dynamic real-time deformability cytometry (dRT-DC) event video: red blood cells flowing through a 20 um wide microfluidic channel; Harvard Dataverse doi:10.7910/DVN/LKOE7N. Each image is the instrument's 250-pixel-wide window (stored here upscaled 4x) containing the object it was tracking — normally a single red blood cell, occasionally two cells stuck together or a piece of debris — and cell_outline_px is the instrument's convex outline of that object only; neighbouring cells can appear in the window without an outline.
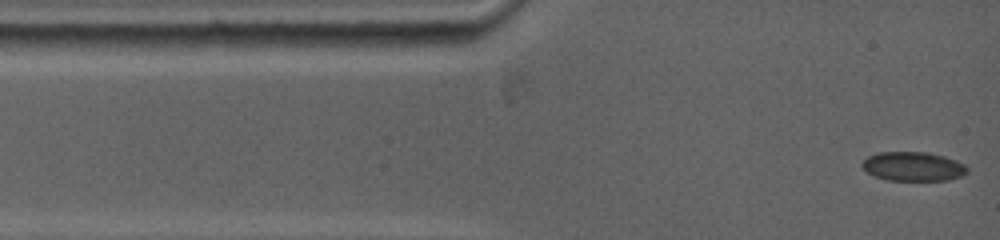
{"species": "common noctule bat (a hibernating species)", "species_latin": "Nyctalus noctula", "temperature_condition": "warm", "stored_images_in_passage": 36, "camera_frame_rate_fps": 5000, "um_per_image_px": 0.085, "animal": {"sex": "female", "body_mass_g": 19.0, "forearm_length_mm": 53.3}, "frame": {"image": 1, "passage_image": 1, "time_ms": 0.0, "image_size_px": [1000, 240], "cell_outline_px": [[968, 172], [960, 176], [948, 180], [888, 180], [876, 176], [868, 172], [860, 164], [868, 156], [880, 152], [928, 152], [944, 156], [956, 160], [964, 164], [968, 168]], "centroid_in_image_um": [77.64, 14.14], "position_along_channel_um": 7.4, "area_um2": 17.74}}
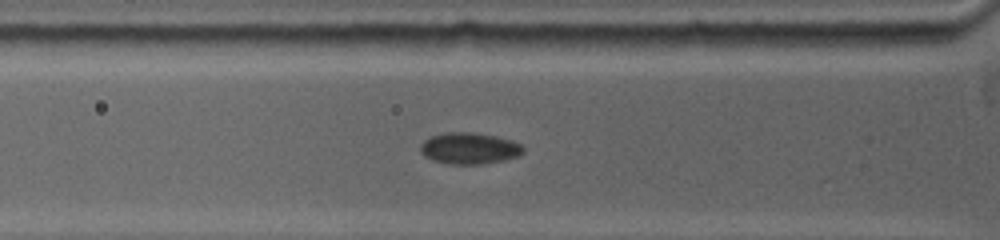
{"frame": {"image": 2, "passage_image": 24, "time_ms": 3.2, "image_size_px": [1000, 240], "cell_outline_px": [[524, 152], [516, 156], [504, 160], [480, 164], [448, 164], [432, 160], [424, 156], [420, 152], [420, 144], [424, 140], [432, 136], [444, 132], [472, 132], [496, 136], [512, 140], [520, 144], [524, 148]], "centroid_in_image_um": [39.87, 12.6], "position_along_channel_um": 85.9, "area_um2": 18.9}}
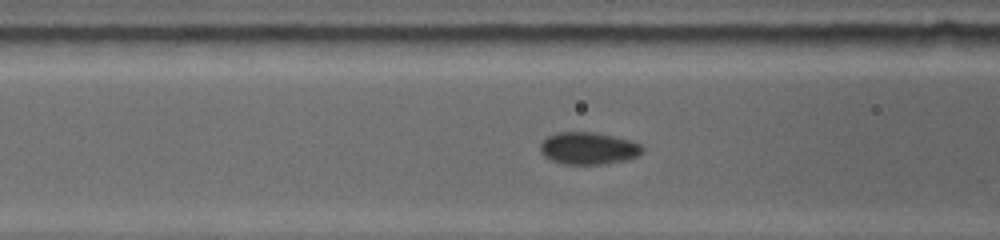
{"frame": {"image": 3, "passage_image": 30, "time_ms": 4.0, "image_size_px": [1000, 240], "cell_outline_px": [[644, 152], [636, 156], [624, 160], [608, 164], [564, 164], [552, 160], [544, 156], [540, 152], [540, 144], [548, 136], [560, 132], [596, 132], [616, 136], [632, 140], [640, 144], [644, 148]], "centroid_in_image_um": [50.05, 12.6], "position_along_channel_um": 116.6, "area_um2": 19.31}}